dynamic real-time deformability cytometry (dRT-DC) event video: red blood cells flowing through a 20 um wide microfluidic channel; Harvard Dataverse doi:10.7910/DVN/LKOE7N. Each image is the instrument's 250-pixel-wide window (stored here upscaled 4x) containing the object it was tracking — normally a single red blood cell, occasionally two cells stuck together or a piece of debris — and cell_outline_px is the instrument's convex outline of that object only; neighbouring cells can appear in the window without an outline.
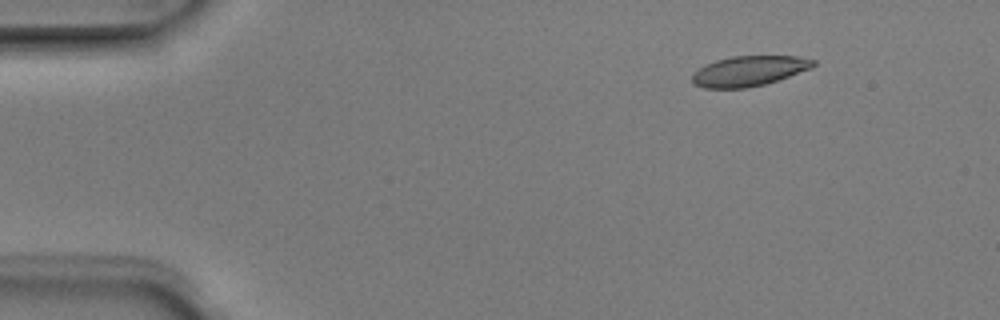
{"species": "Egyptian fruit bat (a non-hibernating species)", "species_latin": "Rousettus aegyptiacus", "temperature_condition": "room temperature", "stored_images_in_passage": 4, "camera_frame_rate_fps": 3000, "um_per_image_px": 0.085, "animal": {"sex": "male"}, "frame": {"image": 1, "passage_image": 2, "time_ms": 0.333, "image_size_px": [1000, 320], "cell_outline_px": [[816, 64], [812, 68], [764, 84], [744, 88], [704, 88], [692, 84], [692, 76], [700, 68], [716, 60], [732, 56], [796, 56], [816, 60]], "centroid_in_image_um": [63.67, 6.03], "position_along_channel_um": 21.3, "area_um2": 21.04}}